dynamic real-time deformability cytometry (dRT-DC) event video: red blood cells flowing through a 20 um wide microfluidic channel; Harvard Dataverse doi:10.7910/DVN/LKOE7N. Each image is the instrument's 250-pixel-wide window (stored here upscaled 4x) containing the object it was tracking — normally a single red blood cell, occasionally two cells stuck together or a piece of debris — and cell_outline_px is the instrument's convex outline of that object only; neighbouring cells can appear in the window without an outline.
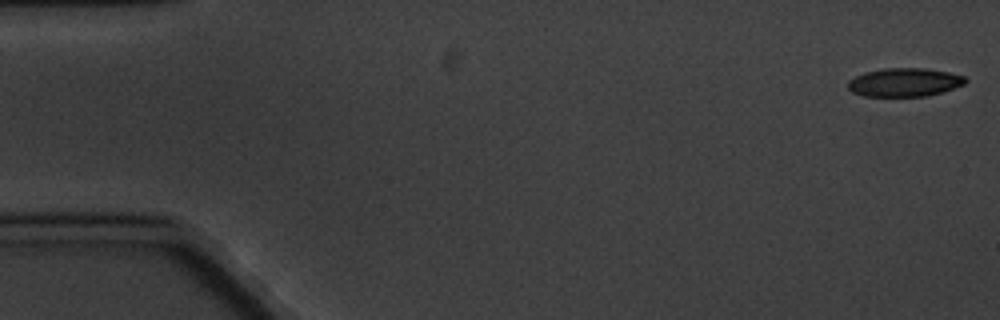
{"species": "common noctule bat (a hibernating species)", "species_latin": "Nyctalus noctula", "temperature_condition": "cold", "stored_images_in_passage": 5, "camera_frame_rate_fps": 3000, "um_per_image_px": 0.085, "animal": {"sex": "male", "body_mass_g": 20.1, "forearm_length_mm": 53.5}, "frame": {"image": 1, "passage_image": 1, "time_ms": 0.0, "image_size_px": [1000, 320], "cell_outline_px": [[968, 80], [964, 84], [928, 96], [864, 96], [852, 92], [848, 88], [848, 80], [864, 72], [884, 68], [924, 68], [948, 72], [964, 76]], "centroid_in_image_um": [76.85, 6.99], "position_along_channel_um": 8.1, "area_um2": 19.42}}
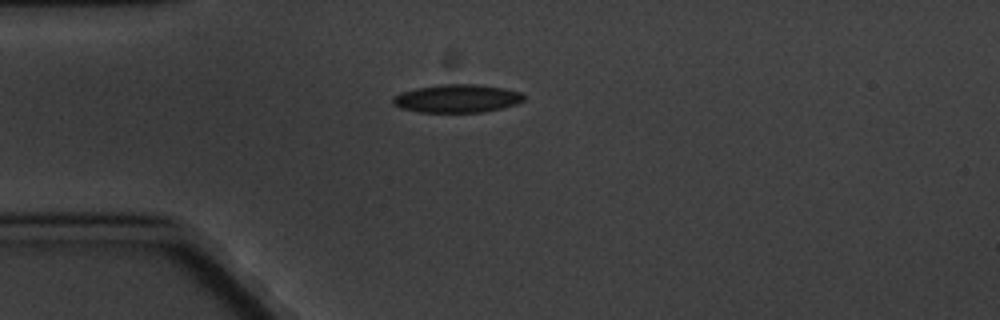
{"frame": {"image": 2, "passage_image": 5, "time_ms": 4.667, "image_size_px": [1000, 320], "cell_outline_px": [[524, 100], [516, 104], [484, 112], [416, 112], [400, 108], [392, 104], [392, 96], [400, 92], [416, 88], [440, 84], [476, 84], [504, 88], [520, 92], [524, 96]], "centroid_in_image_um": [38.8, 8.37], "position_along_channel_um": 46.2, "area_um2": 21.62}}